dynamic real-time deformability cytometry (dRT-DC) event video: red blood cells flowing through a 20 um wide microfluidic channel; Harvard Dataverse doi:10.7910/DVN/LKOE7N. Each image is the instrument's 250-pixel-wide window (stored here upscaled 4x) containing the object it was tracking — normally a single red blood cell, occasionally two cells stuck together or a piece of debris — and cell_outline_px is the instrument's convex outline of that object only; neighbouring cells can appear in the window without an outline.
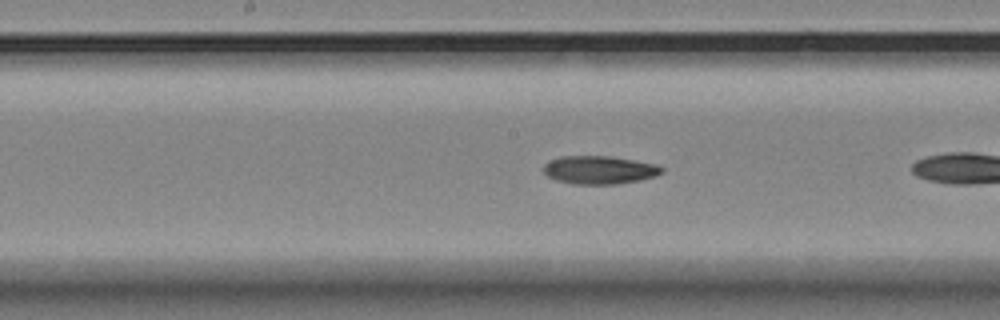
{"species": "Egyptian fruit bat (a non-hibernating species)", "species_latin": "Rousettus aegyptiacus", "temperature_condition": "room temperature", "stored_images_in_passage": 40, "camera_frame_rate_fps": 3000, "um_per_image_px": 0.085, "animal": {"sex": "female"}, "frame": {"image": 1, "passage_image": 12, "time_ms": 3.667, "image_size_px": [1000, 320], "cell_outline_px": [[664, 172], [656, 176], [640, 180], [616, 184], [572, 184], [556, 180], [548, 176], [544, 172], [544, 164], [548, 160], [560, 156], [612, 156], [656, 164], [664, 168]], "centroid_in_image_um": [50.95, 14.44], "position_along_channel_um": 197.2, "area_um2": 19.59}}
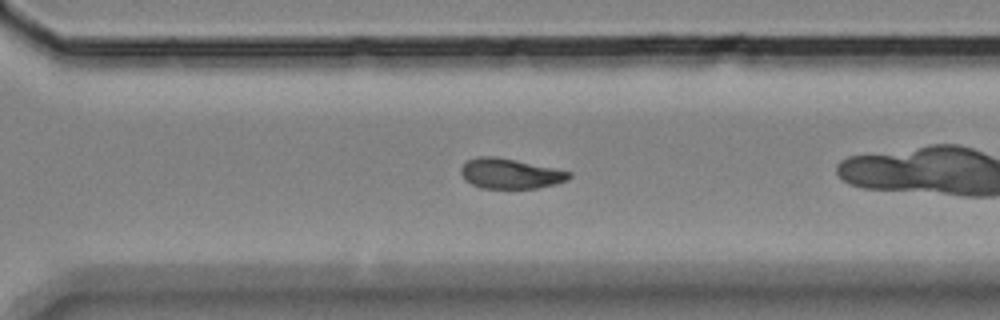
{"frame": {"image": 2, "passage_image": 23, "time_ms": 7.333, "image_size_px": [1000, 320], "cell_outline_px": [[572, 176], [568, 180], [556, 184], [536, 188], [480, 188], [464, 180], [460, 172], [460, 168], [468, 160], [476, 156], [492, 156], [516, 160], [572, 172]], "centroid_in_image_um": [43.36, 14.76], "position_along_channel_um": 327.2, "area_um2": 19.02}, "authors_computed_cell_mechanics": {"area_um2": 19.5942, "velocity_mm_per_s": 3.5541, "shape_relaxation_time_tau1_ms": null, "shape_relaxation_time_tau2_ms": 2.9946, "deformation_change_tau1": null, "deformation_change_tau2": 0.0803}}